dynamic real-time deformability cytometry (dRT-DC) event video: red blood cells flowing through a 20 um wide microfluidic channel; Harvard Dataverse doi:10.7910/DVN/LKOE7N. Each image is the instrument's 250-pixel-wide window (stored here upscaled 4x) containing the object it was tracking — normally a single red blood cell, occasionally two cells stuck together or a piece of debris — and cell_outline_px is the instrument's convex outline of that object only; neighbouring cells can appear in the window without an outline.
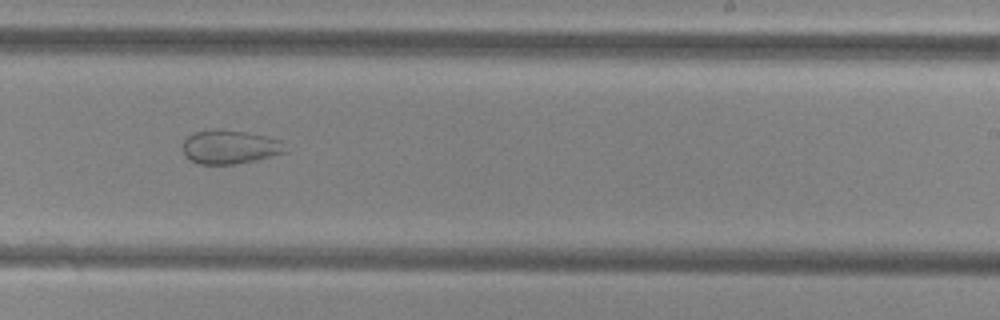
{"species": "common noctule bat (a hibernating species)", "species_latin": "Nyctalus noctula", "temperature_condition": "cold", "stored_images_in_passage": 54, "camera_frame_rate_fps": 3000, "um_per_image_px": 0.085, "animal": {"sex": "female", "body_mass_g": 29.2, "forearm_length_mm": 56.3}, "frame": {"image": 1, "passage_image": 34, "time_ms": 11.0, "image_size_px": [1000, 320], "cell_outline_px": [[288, 152], [236, 164], [200, 164], [184, 156], [184, 140], [192, 132], [212, 128], [220, 128], [244, 132], [264, 136], [280, 140]], "centroid_in_image_um": [19.5, 12.47], "position_along_channel_um": 269.5, "area_um2": 20.17}}
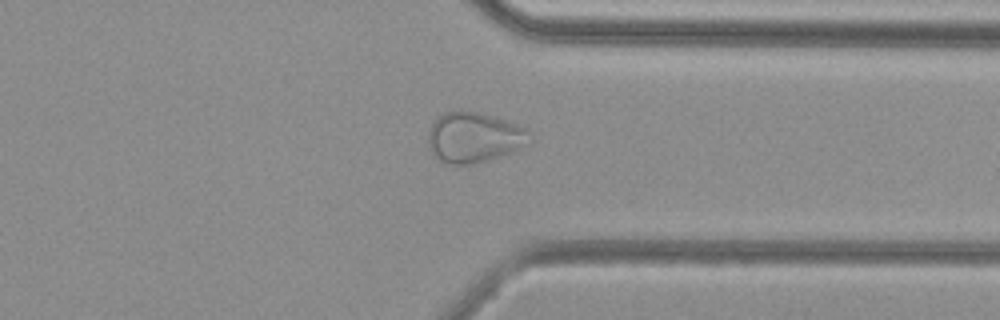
{"frame": {"image": 2, "passage_image": 42, "time_ms": 13.667, "image_size_px": [1000, 320], "cell_outline_px": [[532, 140], [528, 144], [512, 152], [472, 164], [448, 164], [440, 160], [432, 152], [428, 144], [428, 132], [436, 116], [444, 112], [456, 108], [476, 112], [492, 116], [520, 124], [532, 136]], "centroid_in_image_um": [40.28, 11.64], "position_along_channel_um": 371.1, "area_um2": 30.06}}
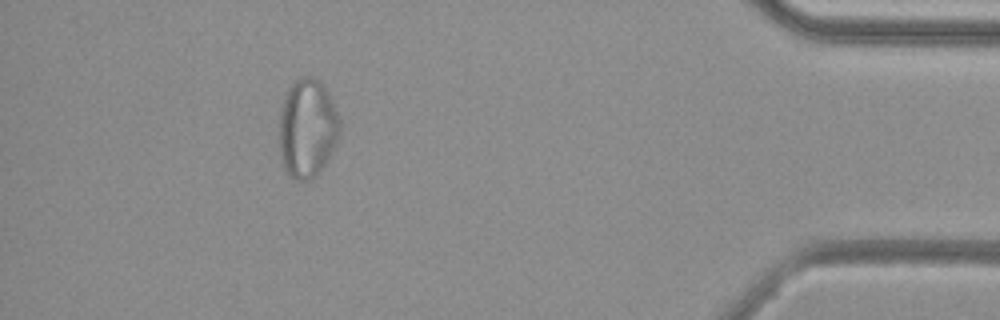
{"frame": {"image": 3, "passage_image": 49, "time_ms": 16.0, "image_size_px": [1000, 320], "cell_outline_px": [[340, 132], [332, 152], [328, 160], [320, 172], [312, 180], [296, 180], [284, 168], [280, 156], [280, 108], [292, 84], [296, 80], [304, 76], [312, 76], [324, 84], [328, 92], [340, 120]], "centroid_in_image_um": [26.14, 10.92], "position_along_channel_um": 409.1, "area_um2": 34.8}}